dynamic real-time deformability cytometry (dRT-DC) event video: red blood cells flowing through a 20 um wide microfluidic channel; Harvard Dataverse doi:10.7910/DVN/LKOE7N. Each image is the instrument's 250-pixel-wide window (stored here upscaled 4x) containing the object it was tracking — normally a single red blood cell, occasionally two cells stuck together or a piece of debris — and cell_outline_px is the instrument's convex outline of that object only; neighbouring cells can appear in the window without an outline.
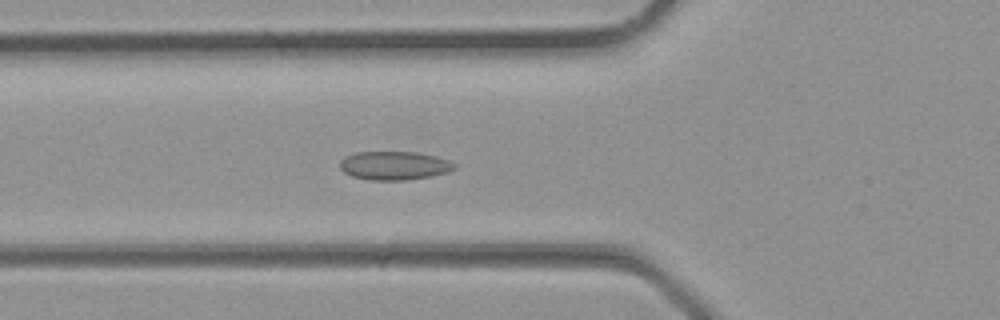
{"species": "common noctule bat (a hibernating species)", "species_latin": "Nyctalus noctula", "temperature_condition": "room temperature", "stored_images_in_passage": 33, "camera_frame_rate_fps": 3000, "um_per_image_px": 0.085, "animal": {"sex": "male", "body_mass_g": 23.1, "forearm_length_mm": 52.7}, "frame": {"image": 1, "passage_image": 12, "time_ms": 3.667, "image_size_px": [1000, 320], "cell_outline_px": [[456, 168], [448, 172], [432, 176], [404, 180], [372, 180], [352, 176], [344, 172], [340, 168], [340, 160], [344, 156], [356, 152], [416, 152], [436, 156], [448, 160], [456, 164]], "centroid_in_image_um": [33.51, 14.07], "position_along_channel_um": 92.3, "area_um2": 19.13}}
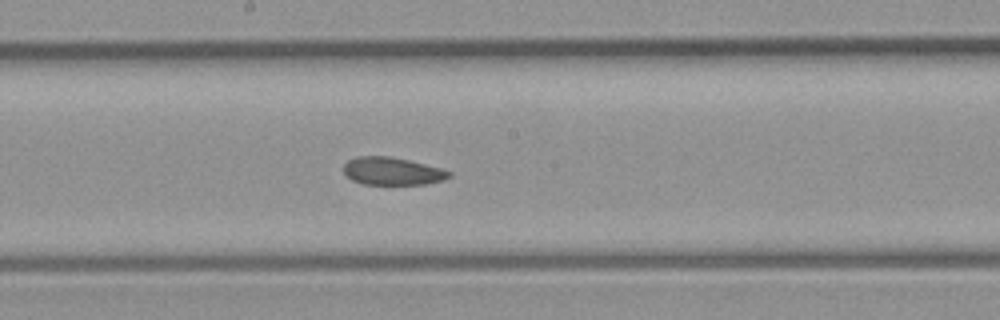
{"frame": {"image": 2, "passage_image": 18, "time_ms": 5.667, "image_size_px": [1000, 320], "cell_outline_px": [[452, 176], [444, 180], [424, 184], [364, 184], [352, 180], [344, 172], [344, 164], [348, 160], [356, 156], [388, 156], [408, 160], [440, 168], [452, 172]], "centroid_in_image_um": [33.35, 14.55], "position_along_channel_um": 214.9, "area_um2": 16.94}}
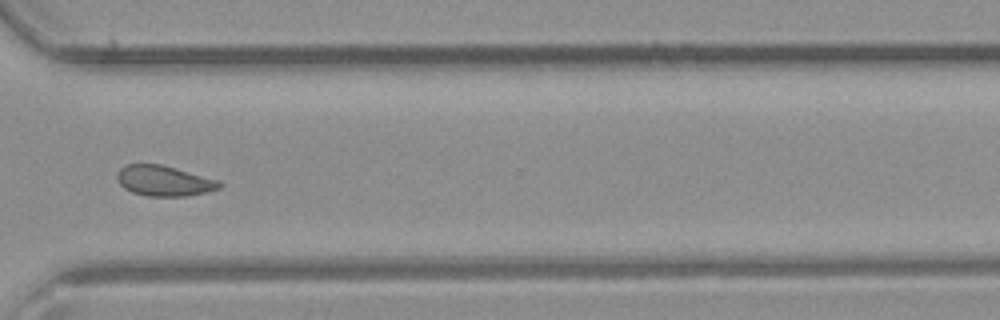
{"frame": {"image": 3, "passage_image": 25, "time_ms": 8.0, "image_size_px": [1000, 320], "cell_outline_px": [[224, 184], [220, 188], [188, 196], [148, 196], [132, 192], [124, 188], [120, 184], [116, 176], [116, 172], [124, 164], [160, 164], [176, 168], [220, 180]], "centroid_in_image_um": [13.94, 15.36], "position_along_channel_um": 356.7, "area_um2": 18.26}}